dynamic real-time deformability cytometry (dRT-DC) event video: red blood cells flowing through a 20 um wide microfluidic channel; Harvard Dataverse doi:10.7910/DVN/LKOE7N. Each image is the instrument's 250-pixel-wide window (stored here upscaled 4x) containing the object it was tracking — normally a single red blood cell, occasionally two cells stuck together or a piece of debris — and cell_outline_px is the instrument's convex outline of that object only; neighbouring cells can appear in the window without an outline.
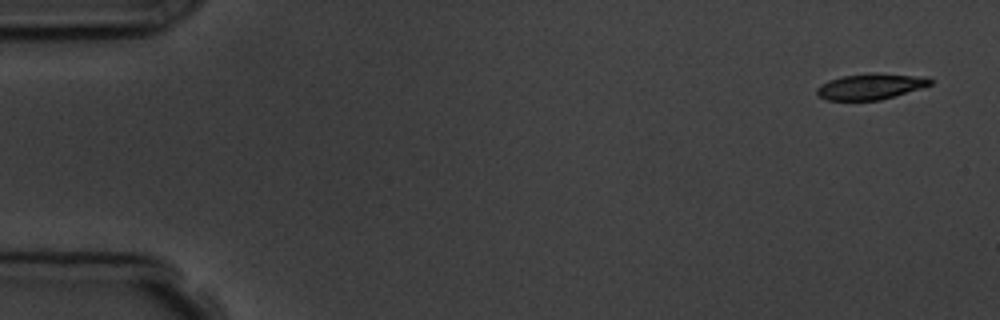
{"species": "common noctule bat (a hibernating species)", "species_latin": "Nyctalus noctula", "temperature_condition": "room temperature", "stored_images_in_passage": 6, "camera_frame_rate_fps": 3000, "um_per_image_px": 0.085, "animal": {"sex": "male", "body_mass_g": 19.5, "forearm_length_mm": 54.6}, "frame": {"image": 1, "passage_image": 1, "time_ms": 0.0, "image_size_px": [1000, 320], "cell_outline_px": [[932, 84], [920, 88], [880, 100], [828, 100], [820, 96], [816, 92], [816, 88], [820, 84], [828, 80], [844, 76], [872, 72], [928, 76], [932, 80]], "centroid_in_image_um": [74.01, 7.33], "position_along_channel_um": 11.0, "area_um2": 17.17}}
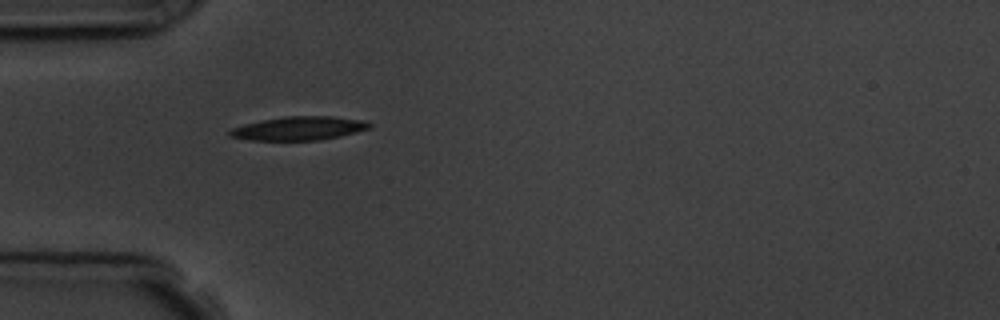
{"frame": {"image": 2, "passage_image": 5, "time_ms": 4.667, "image_size_px": [1000, 320], "cell_outline_px": [[372, 128], [340, 136], [320, 140], [248, 140], [228, 136], [228, 132], [232, 128], [244, 124], [260, 120], [284, 116], [332, 116], [364, 120], [372, 124]], "centroid_in_image_um": [25.41, 10.9], "position_along_channel_um": 59.6, "area_um2": 19.42}}